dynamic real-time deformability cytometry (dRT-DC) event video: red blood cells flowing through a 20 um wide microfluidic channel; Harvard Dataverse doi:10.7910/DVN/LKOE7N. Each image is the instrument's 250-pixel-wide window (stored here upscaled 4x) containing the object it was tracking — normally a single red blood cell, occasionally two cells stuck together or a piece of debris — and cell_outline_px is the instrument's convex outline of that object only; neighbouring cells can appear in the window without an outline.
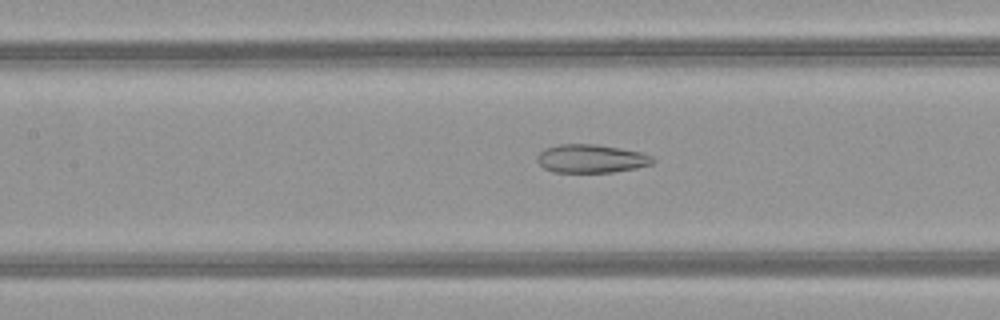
{"species": "common noctule bat (a hibernating species)", "species_latin": "Nyctalus noctula", "temperature_condition": "warm", "stored_images_in_passage": 32, "camera_frame_rate_fps": 3000, "um_per_image_px": 0.085, "animal": {"sex": "female", "body_mass_g": 21.9}, "frame": {"image": 1, "passage_image": 11, "time_ms": 3.333, "image_size_px": [1000, 320], "cell_outline_px": [[656, 160], [652, 164], [636, 168], [612, 172], [552, 172], [544, 168], [536, 160], [536, 156], [544, 148], [560, 144], [596, 144], [620, 148], [640, 152], [652, 156]], "centroid_in_image_um": [50.23, 13.48], "position_along_channel_um": 157.2, "area_um2": 19.19}}
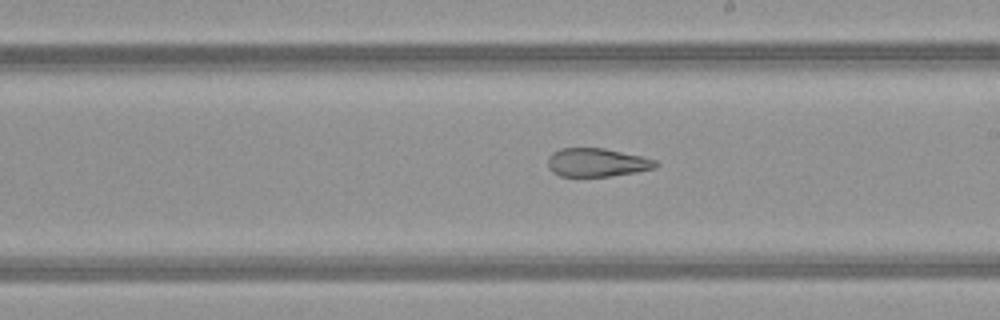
{"frame": {"image": 2, "passage_image": 17, "time_ms": 5.333, "image_size_px": [1000, 320], "cell_outline_px": [[660, 164], [656, 168], [636, 172], [608, 176], [560, 176], [552, 172], [548, 168], [548, 156], [552, 152], [560, 148], [604, 148], [640, 156], [656, 160]], "centroid_in_image_um": [50.72, 13.81], "position_along_channel_um": 238.3, "area_um2": 17.92}}
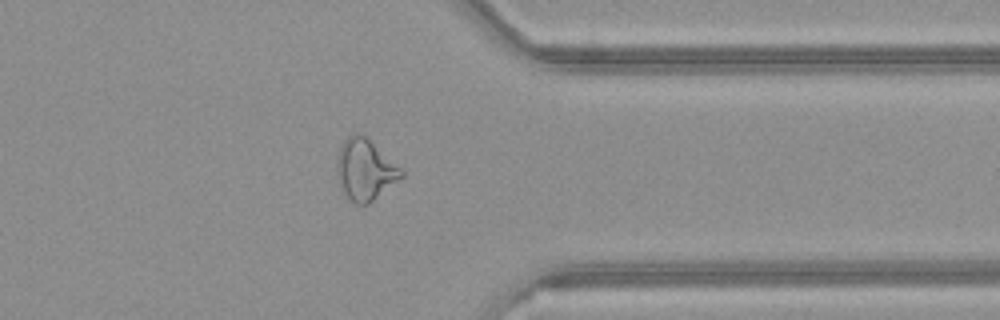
{"frame": {"image": 3, "passage_image": 28, "time_ms": 9.0, "image_size_px": [1000, 320], "cell_outline_px": [[404, 176], [368, 204], [356, 204], [344, 192], [336, 172], [336, 160], [340, 148], [344, 140], [352, 132], [356, 132], [364, 136], [404, 168]], "centroid_in_image_um": [31.06, 14.4], "position_along_channel_um": 380.3, "area_um2": 22.83}, "authors_computed_cell_mechanics": {"area_um2": 19.9699, "velocity_mm_per_s": 4.0753, "shape_relaxation_time_tau1_ms": null, "shape_relaxation_time_tau2_ms": 2.779, "deformation_change_tau1": null, "deformation_change_tau2": 0.1258}}